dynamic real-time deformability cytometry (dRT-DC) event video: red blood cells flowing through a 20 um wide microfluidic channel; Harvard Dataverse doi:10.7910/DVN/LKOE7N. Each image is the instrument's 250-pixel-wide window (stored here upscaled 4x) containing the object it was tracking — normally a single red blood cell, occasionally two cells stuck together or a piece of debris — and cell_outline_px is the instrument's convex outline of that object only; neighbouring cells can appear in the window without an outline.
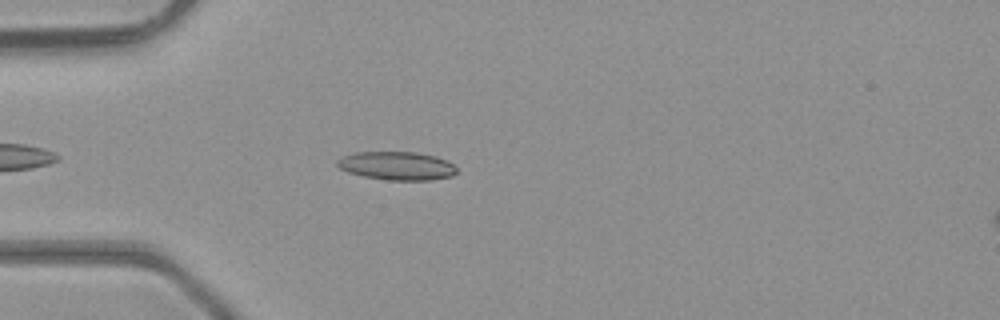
{"species": "common noctule bat (a hibernating species)", "species_latin": "Nyctalus noctula", "temperature_condition": "room temperature", "stored_images_in_passage": 4, "camera_frame_rate_fps": 3000, "um_per_image_px": 0.085, "animal": {"sex": "male", "body_mass_g": 23.1, "forearm_length_mm": 52.7}, "frame": {"image": 1, "passage_image": 4, "time_ms": 1.0, "image_size_px": [1000, 320], "cell_outline_px": [[456, 172], [452, 176], [432, 180], [388, 180], [364, 176], [348, 172], [340, 168], [336, 164], [336, 160], [340, 156], [352, 152], [416, 152], [436, 156], [448, 160], [456, 168]], "centroid_in_image_um": [33.71, 14.08], "position_along_channel_um": 51.3, "area_um2": 19.94}}